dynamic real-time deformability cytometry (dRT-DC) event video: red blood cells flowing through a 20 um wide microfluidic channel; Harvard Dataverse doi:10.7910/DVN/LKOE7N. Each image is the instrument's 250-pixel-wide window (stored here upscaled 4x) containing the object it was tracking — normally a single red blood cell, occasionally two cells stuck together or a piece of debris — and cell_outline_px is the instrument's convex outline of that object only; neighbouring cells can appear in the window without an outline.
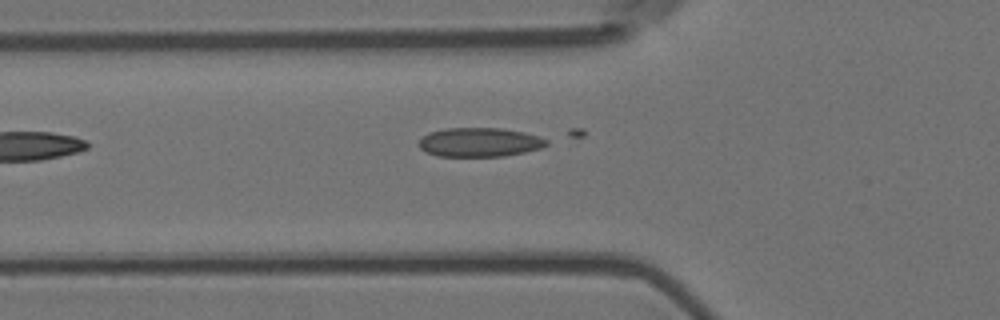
{"species": "Egyptian fruit bat (a non-hibernating species)", "species_latin": "Rousettus aegyptiacus", "temperature_condition": "room temperature", "stored_images_in_passage": 6, "camera_frame_rate_fps": 3000, "um_per_image_px": 0.085, "animal": {"sex": "female"}, "frame": {"image": 1, "passage_image": 6, "time_ms": 1.667, "image_size_px": [1000, 320], "cell_outline_px": [[548, 144], [540, 148], [524, 152], [504, 156], [436, 156], [420, 148], [420, 140], [428, 132], [444, 128], [504, 128], [524, 132], [548, 140]], "centroid_in_image_um": [40.76, 12.08], "position_along_channel_um": 85.0, "area_um2": 21.5}}